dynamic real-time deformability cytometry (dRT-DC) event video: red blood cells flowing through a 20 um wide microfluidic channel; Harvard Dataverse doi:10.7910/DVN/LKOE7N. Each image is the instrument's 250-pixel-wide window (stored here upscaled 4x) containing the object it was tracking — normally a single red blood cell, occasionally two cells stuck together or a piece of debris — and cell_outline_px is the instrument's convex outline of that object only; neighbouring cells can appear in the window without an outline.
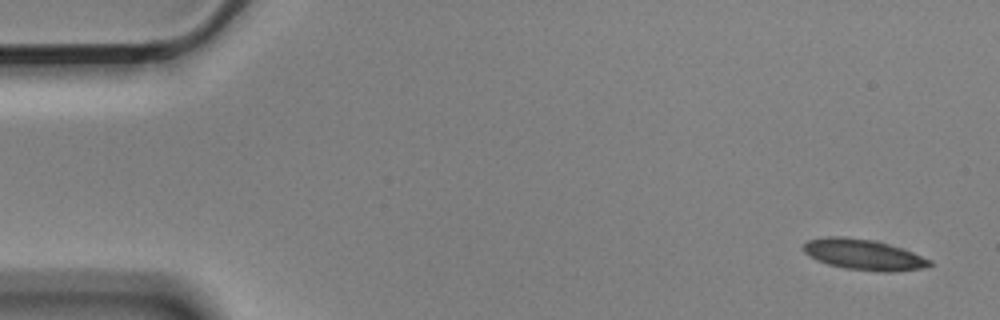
{"species": "Egyptian fruit bat (a non-hibernating species)", "species_latin": "Rousettus aegyptiacus", "temperature_condition": "cold", "stored_images_in_passage": 4, "segment_of_instrument_passage": [1, 2], "camera_frame_rate_fps": 3000, "um_per_image_px": 0.085, "animal": {"sex": "male"}, "frame": {"image": 1, "passage_image": 1, "time_ms": 0.0, "image_size_px": [1000, 320], "cell_outline_px": [[932, 264], [924, 268], [888, 272], [880, 272], [844, 268], [828, 264], [816, 260], [804, 252], [804, 244], [808, 240], [828, 236], [844, 236], [872, 240], [888, 244], [912, 252], [932, 260]], "centroid_in_image_um": [73.4, 21.64], "position_along_channel_um": 11.6, "area_um2": 22.43}}
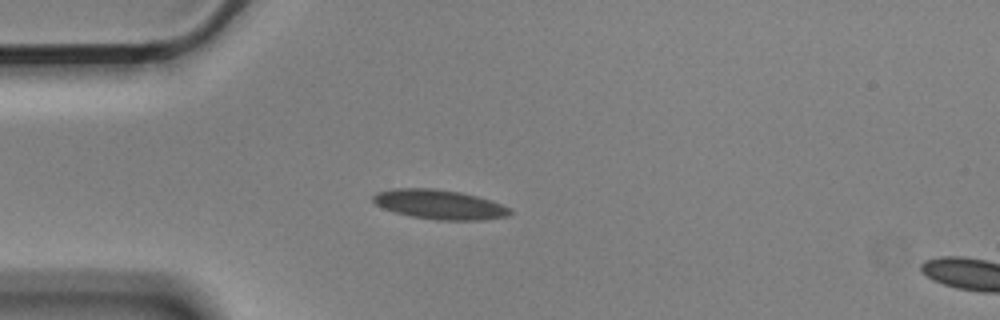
{"frame": {"image": 2, "passage_image": 3, "time_ms": 0.667, "image_size_px": [1000, 320], "cell_outline_px": [[512, 212], [508, 216], [484, 220], [440, 220], [412, 216], [396, 212], [384, 208], [376, 204], [372, 200], [372, 196], [376, 192], [392, 188], [432, 188], [460, 192], [492, 200], [512, 208]], "centroid_in_image_um": [37.38, 17.37], "position_along_channel_um": 47.6, "area_um2": 23.58}}